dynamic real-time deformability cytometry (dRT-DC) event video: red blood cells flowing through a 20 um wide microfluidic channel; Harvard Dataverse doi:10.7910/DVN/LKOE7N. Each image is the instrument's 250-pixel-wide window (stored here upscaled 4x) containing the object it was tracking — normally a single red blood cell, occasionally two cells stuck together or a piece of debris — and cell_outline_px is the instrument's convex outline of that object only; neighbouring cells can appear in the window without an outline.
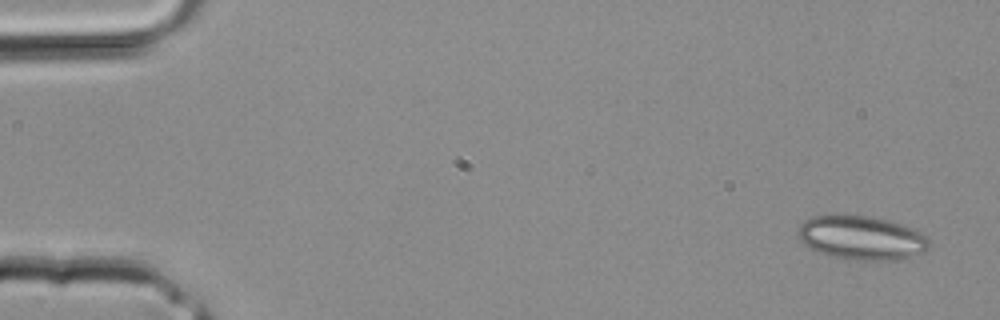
{"species": "common noctule bat (a hibernating species)", "species_latin": "Nyctalus noctula", "temperature_condition": "room temperature", "stored_images_in_passage": 3, "camera_frame_rate_fps": 3000, "um_per_image_px": 0.085, "animal": {"sex": "male", "body_mass_g": 20.4}, "frame": {"image": 1, "passage_image": 1, "time_ms": 0.0, "image_size_px": [1000, 320], "cell_outline_px": [[928, 248], [924, 252], [904, 260], [848, 260], [832, 256], [820, 252], [804, 244], [796, 236], [796, 232], [800, 224], [804, 220], [812, 216], [868, 216], [888, 220], [912, 228], [928, 236]], "centroid_in_image_um": [73.24, 20.23], "position_along_channel_um": 11.8, "area_um2": 33.64}}